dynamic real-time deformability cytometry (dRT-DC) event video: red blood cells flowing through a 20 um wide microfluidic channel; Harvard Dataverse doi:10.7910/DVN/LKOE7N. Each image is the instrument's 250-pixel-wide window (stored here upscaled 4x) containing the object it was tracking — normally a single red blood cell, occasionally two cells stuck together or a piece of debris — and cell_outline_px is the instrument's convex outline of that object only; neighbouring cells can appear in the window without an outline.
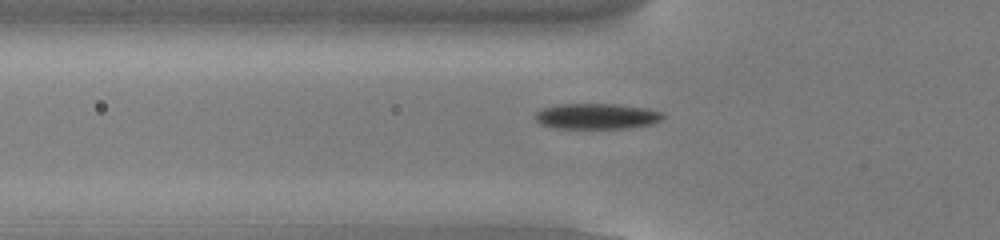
{"species": "common noctule bat (a hibernating species)", "species_latin": "Nyctalus noctula", "temperature_condition": "cold", "stored_images_in_passage": 52, "camera_frame_rate_fps": 3000, "um_per_image_px": 0.085, "animal": {"sex": "male", "body_mass_g": 13.0, "forearm_length_mm": 53.1}, "frame": {"image": 1, "passage_image": 19, "time_ms": 6.0, "image_size_px": [1000, 240], "cell_outline_px": [[664, 116], [660, 120], [652, 124], [628, 128], [556, 128], [540, 124], [536, 120], [536, 112], [544, 108], [560, 104], [612, 104], [644, 108], [660, 112]], "centroid_in_image_um": [50.7, 9.89], "position_along_channel_um": 75.1, "area_um2": 18.79}}
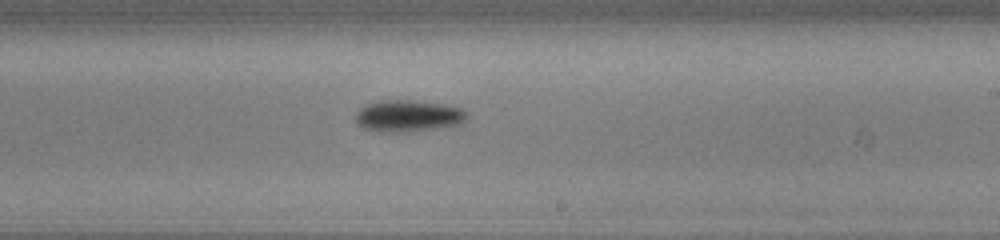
{"frame": {"image": 2, "passage_image": 33, "time_ms": 10.667, "image_size_px": [1000, 240], "cell_outline_px": [[468, 112], [464, 120], [460, 124], [440, 128], [408, 132], [376, 132], [364, 128], [356, 124], [356, 112], [360, 108], [368, 104], [384, 100], [412, 100], [444, 104], [460, 108]], "centroid_in_image_um": [34.68, 9.87], "position_along_channel_um": 254.3, "area_um2": 20.69}}
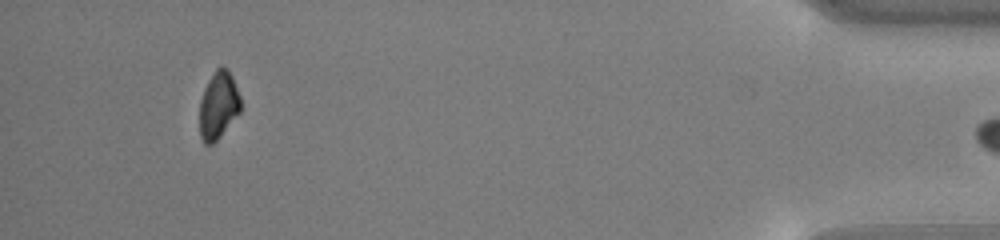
{"frame": {"image": 3, "passage_image": 51, "time_ms": 16.667, "image_size_px": [1000, 240], "cell_outline_px": [[240, 112], [220, 136], [212, 144], [204, 144], [200, 136], [200, 100], [204, 88], [208, 80], [216, 68], [220, 64], [228, 68], [232, 76], [240, 96]], "centroid_in_image_um": [18.56, 8.91], "position_along_channel_um": 416.6, "area_um2": 16.18}}